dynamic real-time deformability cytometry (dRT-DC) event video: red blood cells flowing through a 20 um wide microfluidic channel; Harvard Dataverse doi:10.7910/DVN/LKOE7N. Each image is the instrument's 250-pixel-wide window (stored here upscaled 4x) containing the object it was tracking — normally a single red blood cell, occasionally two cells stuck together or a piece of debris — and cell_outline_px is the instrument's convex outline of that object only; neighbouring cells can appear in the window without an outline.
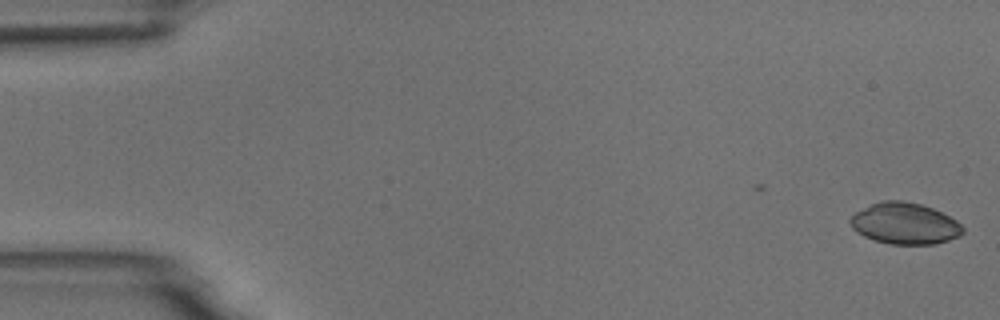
{"species": "common noctule bat (a hibernating species)", "species_latin": "Nyctalus noctula", "temperature_condition": "room temperature", "stored_images_in_passage": 2, "camera_frame_rate_fps": 3000, "um_per_image_px": 0.085, "animal": {"sex": "male", "body_mass_g": 18.8}, "frame": {"image": 1, "passage_image": 2, "time_ms": 1.0, "image_size_px": [1000, 320], "cell_outline_px": [[964, 232], [960, 236], [936, 244], [888, 244], [872, 240], [856, 232], [852, 228], [848, 220], [856, 212], [880, 200], [900, 200], [920, 204], [932, 208], [956, 220], [964, 228]], "centroid_in_image_um": [76.89, 19.01], "position_along_channel_um": 8.1, "area_um2": 27.17}}